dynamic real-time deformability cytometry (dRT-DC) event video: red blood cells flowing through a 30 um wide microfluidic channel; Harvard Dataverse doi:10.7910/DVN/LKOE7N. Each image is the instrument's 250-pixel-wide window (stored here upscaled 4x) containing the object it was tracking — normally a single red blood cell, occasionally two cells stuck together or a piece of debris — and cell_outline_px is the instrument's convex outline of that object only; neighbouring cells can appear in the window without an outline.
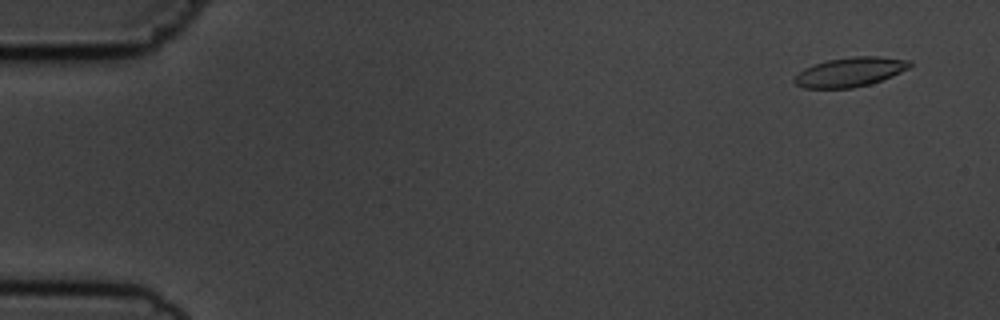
{"species": "common noctule bat (a hibernating species)", "species_latin": "Nyctalus noctula", "temperature_condition": "cold", "stored_images_in_passage": 6, "camera_frame_rate_fps": 3000, "um_per_image_px": 0.085, "animal": {"sex": "male", "body_mass_g": 19.5, "forearm_length_mm": 54.6}, "frame": {"image": 1, "passage_image": 1, "time_ms": 0.0, "image_size_px": [1000, 320], "cell_outline_px": [[912, 64], [908, 68], [892, 76], [872, 84], [852, 88], [804, 88], [796, 84], [792, 80], [804, 68], [812, 64], [828, 60], [856, 56], [880, 56], [912, 60]], "centroid_in_image_um": [72.27, 6.12], "position_along_channel_um": 12.7, "area_um2": 19.83}}
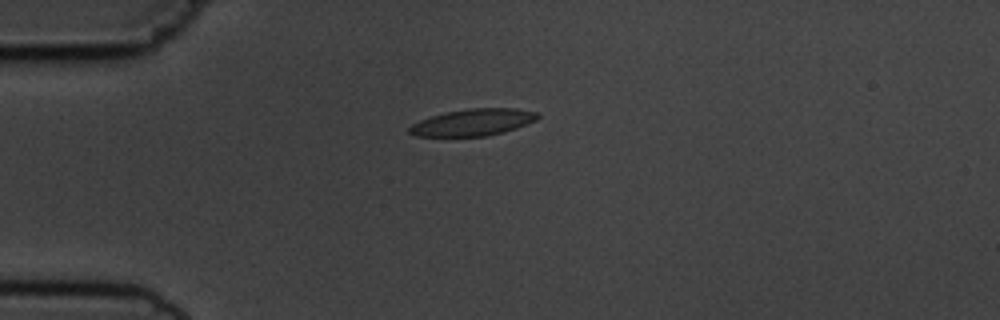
{"frame": {"image": 2, "passage_image": 4, "time_ms": 3.667, "image_size_px": [1000, 320], "cell_outline_px": [[540, 116], [536, 120], [516, 128], [504, 132], [488, 136], [416, 136], [408, 132], [408, 128], [412, 124], [420, 120], [444, 112], [468, 108], [516, 108], [536, 112]], "centroid_in_image_um": [40.2, 10.39], "position_along_channel_um": 44.8, "area_um2": 20.06}}
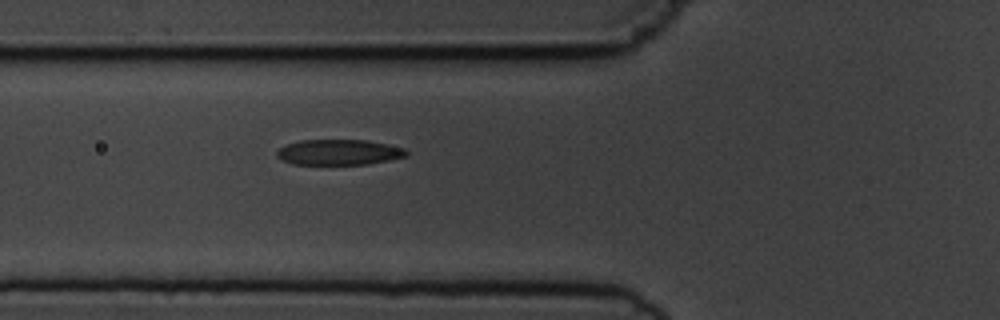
{"frame": {"image": 3, "passage_image": 6, "time_ms": 5.667, "image_size_px": [1000, 320], "cell_outline_px": [[408, 156], [368, 164], [292, 164], [280, 160], [276, 156], [276, 152], [280, 148], [288, 144], [300, 140], [368, 140], [388, 144], [404, 148], [408, 152]], "centroid_in_image_um": [28.8, 12.94], "position_along_channel_um": 97.0, "area_um2": 19.31}}